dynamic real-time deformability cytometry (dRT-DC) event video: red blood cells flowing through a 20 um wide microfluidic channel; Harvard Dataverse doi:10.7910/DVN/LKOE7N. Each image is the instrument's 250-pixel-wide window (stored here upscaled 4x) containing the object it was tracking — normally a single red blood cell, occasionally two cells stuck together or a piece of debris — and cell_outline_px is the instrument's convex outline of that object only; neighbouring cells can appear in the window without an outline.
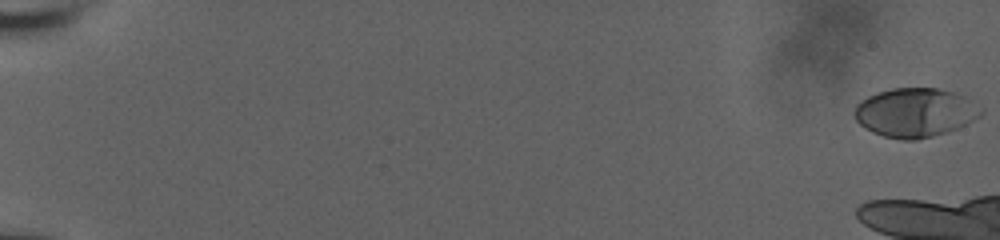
{"species": "human", "species_latin": "Homo sapiens", "temperature_condition": "room temperature", "stored_images_in_passage": 17, "camera_frame_rate_fps": 3000, "um_per_image_px": 0.085, "donor": {"sex": "male"}, "frame": {"image": 1, "passage_image": 1, "time_ms": 0.0, "image_size_px": [1000, 240], "cell_outline_px": [[984, 112], [980, 116], [956, 128], [932, 136], [916, 140], [900, 140], [884, 136], [872, 132], [864, 128], [856, 120], [852, 112], [856, 104], [868, 96], [876, 92], [892, 88], [936, 88], [956, 92], [964, 96], [984, 108]], "centroid_in_image_um": [77.76, 9.56], "position_along_channel_um": 7.2, "area_um2": 36.3}}